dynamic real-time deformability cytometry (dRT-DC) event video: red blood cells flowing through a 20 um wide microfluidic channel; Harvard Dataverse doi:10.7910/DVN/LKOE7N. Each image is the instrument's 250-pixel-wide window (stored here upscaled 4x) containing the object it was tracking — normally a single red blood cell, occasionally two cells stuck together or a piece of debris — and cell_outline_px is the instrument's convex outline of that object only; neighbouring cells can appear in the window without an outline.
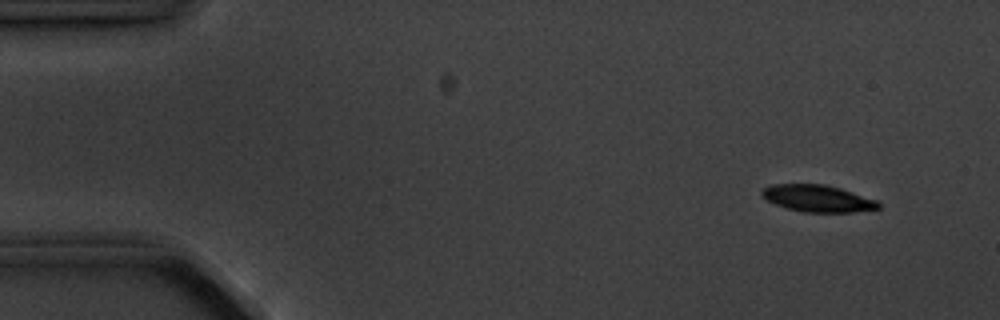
{"species": "common noctule bat (a hibernating species)", "species_latin": "Nyctalus noctula", "temperature_condition": "cold", "stored_images_in_passage": 4, "camera_frame_rate_fps": 3000, "um_per_image_px": 0.085, "animal": {"sex": "male", "body_mass_g": 20.1, "forearm_length_mm": 53.5}, "frame": {"image": 1, "passage_image": 1, "time_ms": 0.0, "image_size_px": [1000, 320], "cell_outline_px": [[880, 208], [852, 212], [804, 212], [788, 208], [776, 204], [768, 200], [760, 192], [764, 188], [772, 184], [824, 184], [840, 188], [876, 200], [880, 204]], "centroid_in_image_um": [69.51, 16.86], "position_along_channel_um": 15.5, "area_um2": 17.98}}